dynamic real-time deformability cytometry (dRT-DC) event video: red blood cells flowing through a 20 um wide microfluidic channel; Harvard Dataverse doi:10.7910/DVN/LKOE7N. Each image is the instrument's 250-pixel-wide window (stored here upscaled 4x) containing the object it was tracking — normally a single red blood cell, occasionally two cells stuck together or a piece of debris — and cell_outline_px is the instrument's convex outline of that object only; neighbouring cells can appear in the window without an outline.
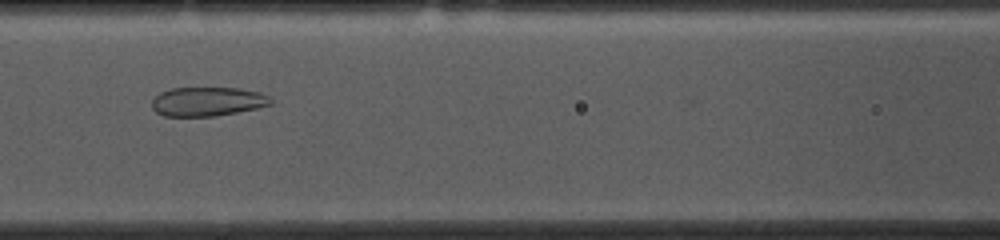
{"species": "common noctule bat (a hibernating species)", "species_latin": "Nyctalus noctula", "temperature_condition": "cold", "stored_images_in_passage": 43, "camera_frame_rate_fps": 3000, "um_per_image_px": 0.085, "animal": {"sex": "female", "body_mass_g": 10.0, "forearm_length_mm": 53.1}, "frame": {"image": 1, "passage_image": 19, "time_ms": 6.0, "image_size_px": [1000, 240], "cell_outline_px": [[272, 104], [256, 108], [216, 116], [164, 116], [156, 112], [152, 108], [152, 100], [160, 92], [172, 88], [240, 88], [260, 92], [268, 96], [272, 100]], "centroid_in_image_um": [17.63, 8.63], "position_along_channel_um": 149.0, "area_um2": 20.11}, "authors_computed_cell_mechanics": {"area_um2": 27.166, "velocity_mm_per_s": 3.6747, "shape_relaxation_time_tau1_ms": null, "shape_relaxation_time_tau2_ms": 1.255, "deformation_change_tau1": null, "deformation_change_tau2": 0.0675}}